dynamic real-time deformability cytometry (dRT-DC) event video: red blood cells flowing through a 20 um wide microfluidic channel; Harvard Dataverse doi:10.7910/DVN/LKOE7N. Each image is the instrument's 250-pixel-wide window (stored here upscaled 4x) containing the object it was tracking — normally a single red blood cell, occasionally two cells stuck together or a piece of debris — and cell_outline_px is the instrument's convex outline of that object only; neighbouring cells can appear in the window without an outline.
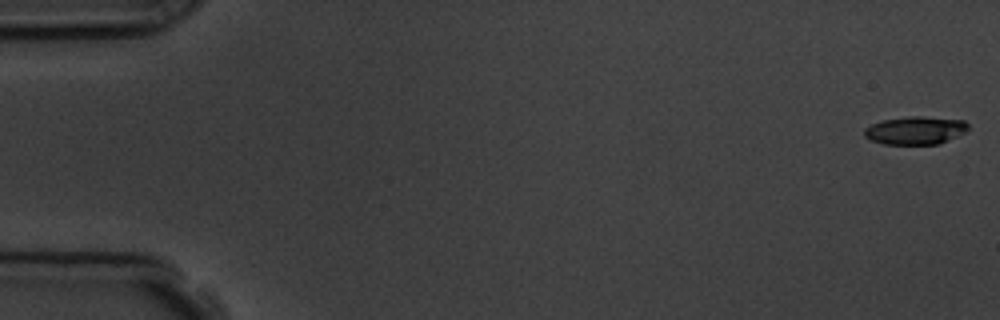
{"species": "common noctule bat (a hibernating species)", "species_latin": "Nyctalus noctula", "temperature_condition": "room temperature", "stored_images_in_passage": 5, "segment_of_instrument_passage": [1, 2], "camera_frame_rate_fps": 3000, "um_per_image_px": 0.085, "animal": {"sex": "male", "body_mass_g": 19.5, "forearm_length_mm": 54.6}, "frame": {"image": 1, "passage_image": 1, "time_ms": 0.0, "image_size_px": [1000, 320], "cell_outline_px": [[968, 128], [964, 132], [940, 144], [884, 144], [872, 140], [864, 136], [864, 128], [872, 124], [884, 120], [908, 116], [924, 116], [964, 120], [968, 124]], "centroid_in_image_um": [77.81, 11.08], "position_along_channel_um": 7.2, "area_um2": 16.88}}
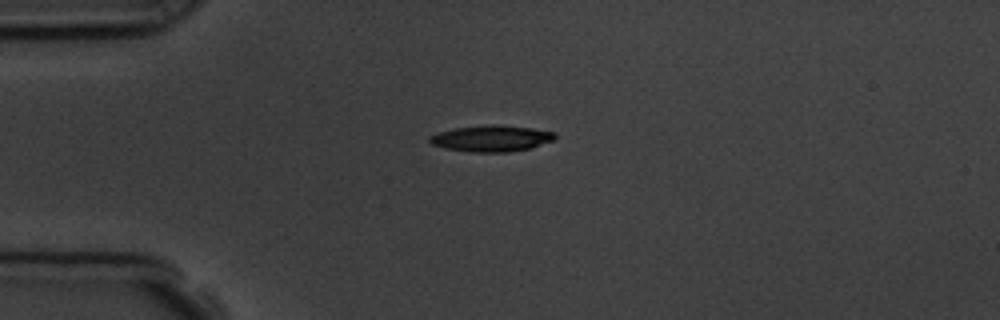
{"frame": {"image": 2, "passage_image": 4, "time_ms": 4.333, "image_size_px": [1000, 320], "cell_outline_px": [[556, 136], [552, 140], [532, 148], [508, 152], [472, 152], [444, 148], [432, 144], [428, 140], [428, 136], [436, 132], [456, 128], [488, 124], [500, 124], [532, 128], [556, 132]], "centroid_in_image_um": [41.75, 11.76], "position_along_channel_um": 43.2, "area_um2": 19.36}}